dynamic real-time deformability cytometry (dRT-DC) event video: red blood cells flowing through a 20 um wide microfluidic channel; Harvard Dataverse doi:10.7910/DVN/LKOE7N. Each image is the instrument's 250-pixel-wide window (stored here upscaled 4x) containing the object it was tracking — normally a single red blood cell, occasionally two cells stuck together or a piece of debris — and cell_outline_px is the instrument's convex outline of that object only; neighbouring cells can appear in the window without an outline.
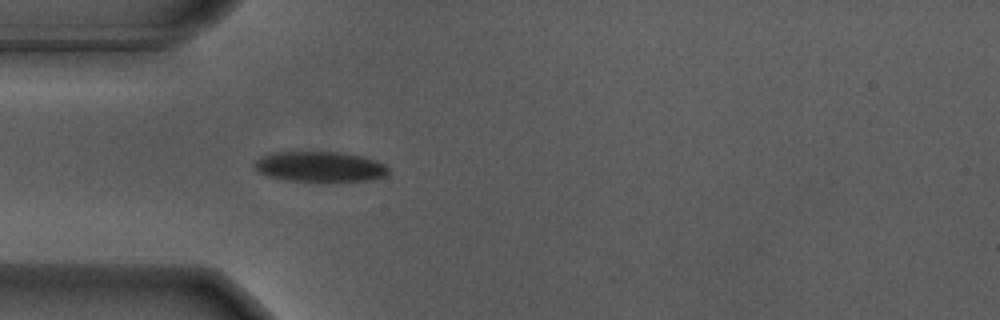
{"species": "Egyptian fruit bat (a non-hibernating species)", "species_latin": "Rousettus aegyptiacus", "temperature_condition": "warm", "stored_images_in_passage": 40, "camera_frame_rate_fps": 3000, "um_per_image_px": 0.085, "animal": {"sex": "male"}, "frame": {"image": 1, "passage_image": 1, "time_ms": 0.0, "image_size_px": [1000, 320], "cell_outline_px": [[388, 172], [384, 176], [368, 180], [284, 180], [268, 176], [260, 172], [252, 164], [256, 160], [272, 152], [344, 152], [364, 156], [384, 164], [388, 168]], "centroid_in_image_um": [27.18, 14.14], "position_along_channel_um": 57.8, "area_um2": 23.24}}
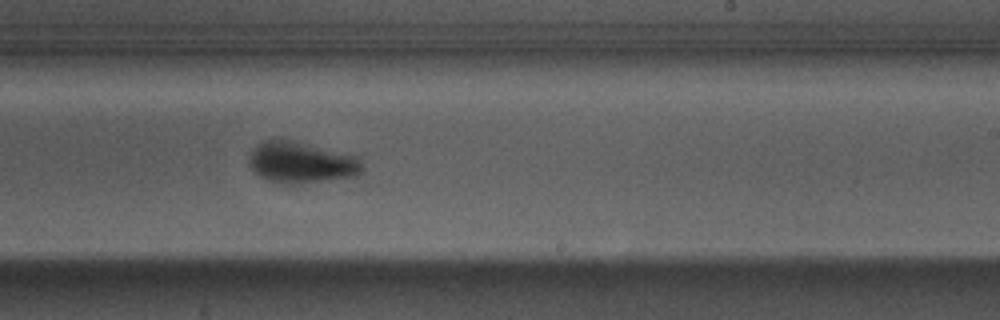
{"frame": {"image": 2, "passage_image": 18, "time_ms": 5.667, "image_size_px": [1000, 320], "cell_outline_px": [[364, 172], [356, 176], [300, 184], [284, 184], [268, 180], [260, 176], [248, 164], [248, 156], [252, 148], [260, 140], [276, 136], [356, 156], [364, 168]], "centroid_in_image_um": [25.54, 13.78], "position_along_channel_um": 263.5, "area_um2": 27.8}}
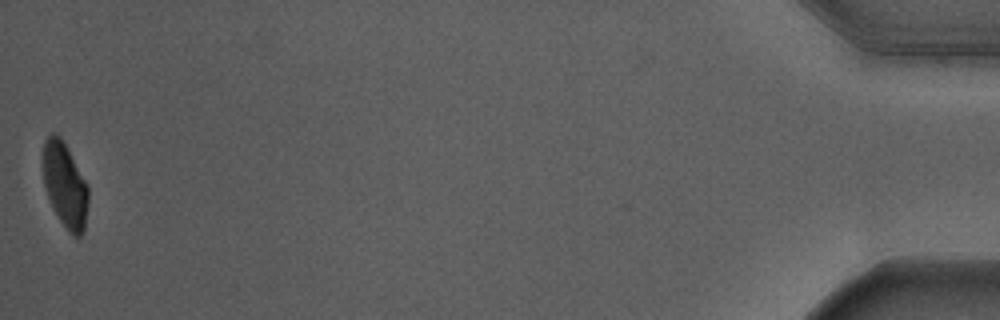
{"frame": {"image": 3, "passage_image": 40, "time_ms": 13.0, "image_size_px": [1000, 320], "cell_outline_px": [[88, 204], [84, 232], [80, 236], [72, 236], [68, 232], [60, 220], [48, 196], [44, 184], [44, 140], [52, 132], [56, 132], [60, 136], [88, 184]], "centroid_in_image_um": [5.55, 15.75], "position_along_channel_um": 429.6, "area_um2": 22.14}, "authors_computed_cell_mechanics": {"area_um2": 25.8655, "velocity_mm_per_s": 3.678, "shape_relaxation_time_tau1_ms": 1.9461, "shape_relaxation_time_tau2_ms": null, "deformation_change_tau1": 0.145, "deformation_change_tau2": null}}